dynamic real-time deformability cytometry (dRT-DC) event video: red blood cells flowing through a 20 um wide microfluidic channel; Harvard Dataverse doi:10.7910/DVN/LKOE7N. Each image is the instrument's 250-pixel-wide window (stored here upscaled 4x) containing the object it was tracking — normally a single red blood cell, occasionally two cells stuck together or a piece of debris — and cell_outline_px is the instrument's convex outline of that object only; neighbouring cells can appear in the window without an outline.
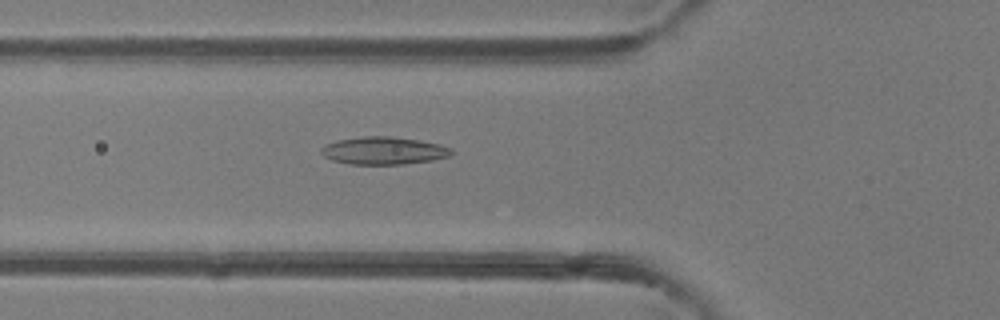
{"species": "common noctule bat (a hibernating species)", "species_latin": "Nyctalus noctula", "temperature_condition": "room temperature", "stored_images_in_passage": 47, "camera_frame_rate_fps": 3000, "um_per_image_px": 0.085, "animal": {"sex": "female"}, "frame": {"image": 1, "passage_image": 17, "time_ms": 5.333, "image_size_px": [1000, 320], "cell_outline_px": [[456, 152], [448, 156], [432, 160], [404, 164], [348, 164], [332, 160], [324, 156], [320, 152], [320, 148], [324, 144], [336, 140], [364, 136], [388, 136], [416, 140], [440, 144], [452, 148]], "centroid_in_image_um": [32.59, 12.8], "position_along_channel_um": 93.2, "area_um2": 21.04}}
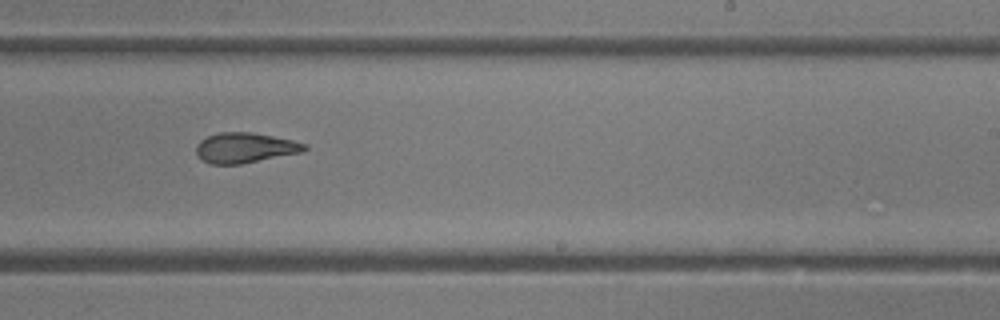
{"frame": {"image": 2, "passage_image": 29, "time_ms": 9.333, "image_size_px": [1000, 320], "cell_outline_px": [[308, 148], [304, 152], [240, 164], [212, 164], [204, 160], [196, 152], [196, 144], [200, 140], [208, 136], [220, 132], [252, 132], [292, 140], [308, 144]], "centroid_in_image_um": [20.86, 12.55], "position_along_channel_um": 268.1, "area_um2": 19.02}}
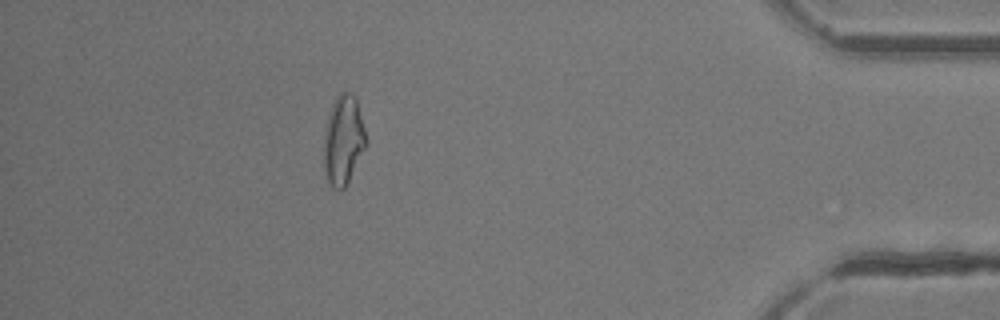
{"frame": {"image": 3, "passage_image": 42, "time_ms": 13.667, "image_size_px": [1000, 320], "cell_outline_px": [[368, 144], [344, 188], [340, 192], [332, 188], [328, 184], [324, 176], [324, 136], [328, 116], [332, 104], [336, 96], [340, 92], [348, 92], [356, 100], [368, 140]], "centroid_in_image_um": [29.17, 11.97], "position_along_channel_um": 406.0, "area_um2": 22.14}, "authors_computed_cell_mechanics": {"area_um2": 21.0392, "velocity_mm_per_s": 4.3667, "shape_relaxation_time_tau1_ms": null, "shape_relaxation_time_tau2_ms": 1.9492, "deformation_change_tau1": null, "deformation_change_tau2": 0.0938}}